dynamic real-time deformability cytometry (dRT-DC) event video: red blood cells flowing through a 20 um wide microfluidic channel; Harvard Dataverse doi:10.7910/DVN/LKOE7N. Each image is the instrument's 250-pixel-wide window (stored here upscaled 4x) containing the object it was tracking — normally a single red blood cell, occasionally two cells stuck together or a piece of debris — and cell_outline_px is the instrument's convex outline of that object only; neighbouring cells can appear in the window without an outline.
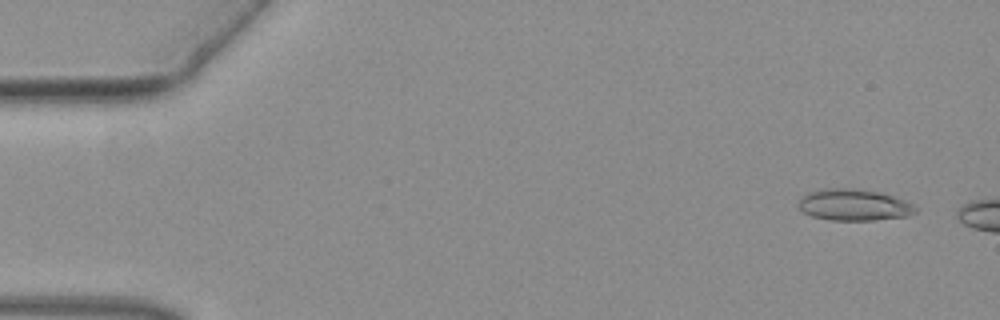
{"species": "common noctule bat (a hibernating species)", "species_latin": "Nyctalus noctula", "temperature_condition": "warm", "stored_images_in_passage": 6, "camera_frame_rate_fps": 3000, "um_per_image_px": 0.085, "animal": {"sex": "female", "body_mass_g": 19.3, "forearm_length_mm": 54.1}, "frame": {"image": 1, "passage_image": 3, "time_ms": 0.667, "image_size_px": [1000, 320], "cell_outline_px": [[916, 212], [908, 216], [872, 220], [832, 220], [812, 216], [804, 212], [800, 208], [800, 196], [808, 192], [824, 188], [852, 188], [880, 192], [904, 200], [912, 204], [916, 208]], "centroid_in_image_um": [72.57, 17.41], "position_along_channel_um": 12.4, "area_um2": 21.33}}